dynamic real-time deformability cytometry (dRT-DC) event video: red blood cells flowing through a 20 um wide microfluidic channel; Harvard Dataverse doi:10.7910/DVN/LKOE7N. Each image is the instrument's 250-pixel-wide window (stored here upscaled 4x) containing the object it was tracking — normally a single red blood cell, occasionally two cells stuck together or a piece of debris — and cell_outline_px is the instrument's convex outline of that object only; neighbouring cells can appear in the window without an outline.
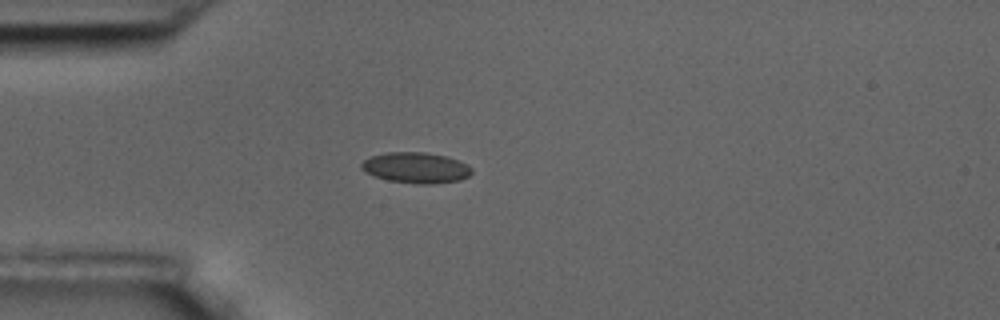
{"species": "common noctule bat (a hibernating species)", "species_latin": "Nyctalus noctula", "temperature_condition": "room temperature", "stored_images_in_passage": 1, "camera_frame_rate_fps": 3000, "um_per_image_px": 0.085, "animal": {"sex": "male", "body_mass_g": 17.5, "forearm_length_mm": 52.3}, "frame": {"image": 1, "passage_image": 1, "time_ms": 0.0, "image_size_px": [1000, 320], "cell_outline_px": [[472, 172], [468, 176], [460, 180], [432, 184], [420, 184], [388, 180], [364, 172], [360, 168], [360, 164], [364, 160], [372, 156], [388, 152], [424, 152], [448, 156], [468, 164], [472, 168]], "centroid_in_image_um": [35.37, 14.25], "position_along_channel_um": 49.6, "area_um2": 19.83}}